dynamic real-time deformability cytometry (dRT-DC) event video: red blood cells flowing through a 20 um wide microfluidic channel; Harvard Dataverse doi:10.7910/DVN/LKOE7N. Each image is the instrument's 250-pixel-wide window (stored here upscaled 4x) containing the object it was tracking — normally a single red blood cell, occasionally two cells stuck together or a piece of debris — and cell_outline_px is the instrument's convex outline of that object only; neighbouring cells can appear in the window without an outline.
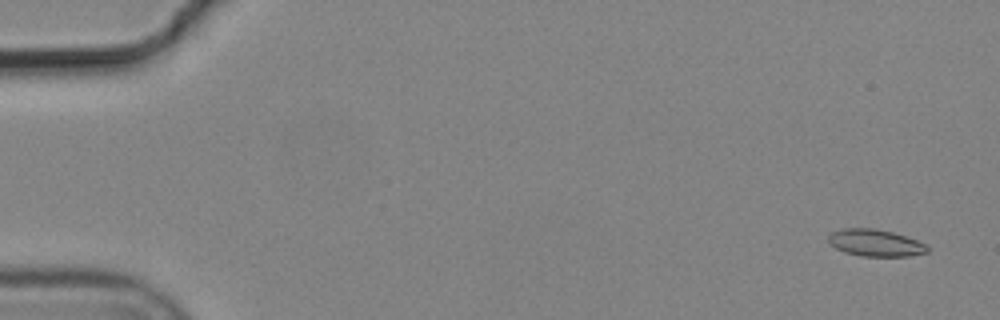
{"species": "common noctule bat (a hibernating species)", "species_latin": "Nyctalus noctula", "temperature_condition": "cold", "stored_images_in_passage": 5, "camera_frame_rate_fps": 3000, "um_per_image_px": 0.085, "animal": {"sex": "male", "body_mass_g": 19.2, "forearm_length_mm": 51.8}, "frame": {"image": 1, "passage_image": 1, "time_ms": 0.0, "image_size_px": [1000, 320], "cell_outline_px": [[928, 252], [908, 256], [860, 256], [844, 252], [836, 248], [828, 240], [828, 236], [832, 232], [844, 228], [872, 228], [892, 232], [928, 244]], "centroid_in_image_um": [74.41, 20.65], "position_along_channel_um": 10.6, "area_um2": 15.43}}
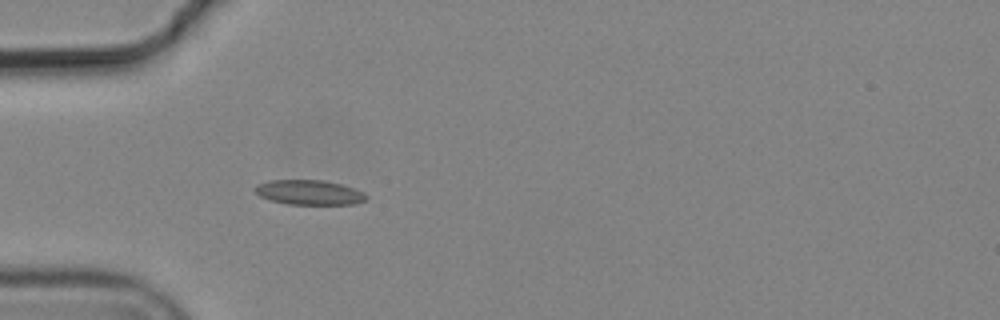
{"frame": {"image": 2, "passage_image": 5, "time_ms": 1.333, "image_size_px": [1000, 320], "cell_outline_px": [[368, 200], [356, 204], [288, 204], [272, 200], [260, 196], [252, 188], [256, 184], [268, 180], [324, 180], [340, 184], [364, 192], [368, 196]], "centroid_in_image_um": [26.29, 16.35], "position_along_channel_um": 58.7, "area_um2": 16.13}}